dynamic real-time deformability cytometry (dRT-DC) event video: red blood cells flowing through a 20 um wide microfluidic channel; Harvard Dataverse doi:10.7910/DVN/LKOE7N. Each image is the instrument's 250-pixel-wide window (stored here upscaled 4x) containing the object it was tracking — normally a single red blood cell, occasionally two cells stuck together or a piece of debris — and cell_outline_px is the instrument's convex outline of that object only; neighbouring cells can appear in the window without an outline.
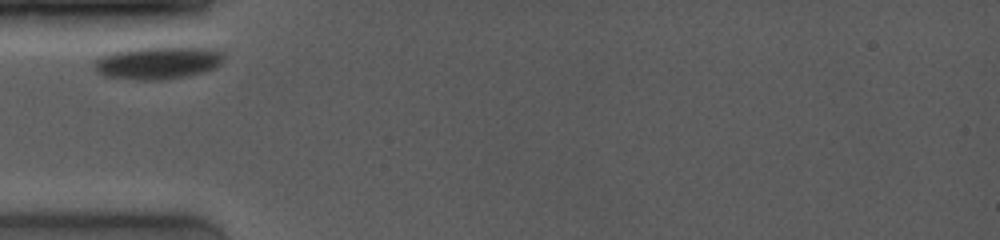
{"species": "common noctule bat (a hibernating species)", "species_latin": "Nyctalus noctula", "temperature_condition": "room temperature", "stored_images_in_passage": 32, "camera_frame_rate_fps": 4000, "um_per_image_px": 0.085, "animal": {"sex": "female", "body_mass_g": 19.0, "forearm_length_mm": 53.3}, "frame": {"image": 1, "passage_image": 1, "time_ms": 0.0, "image_size_px": [1000, 240], "cell_outline_px": [[224, 60], [216, 68], [204, 72], [168, 80], [140, 80], [104, 76], [96, 72], [92, 64], [100, 56], [112, 52], [132, 48], [208, 48], [220, 52], [224, 56]], "centroid_in_image_um": [13.38, 5.36], "position_along_channel_um": 71.6, "area_um2": 24.62}}
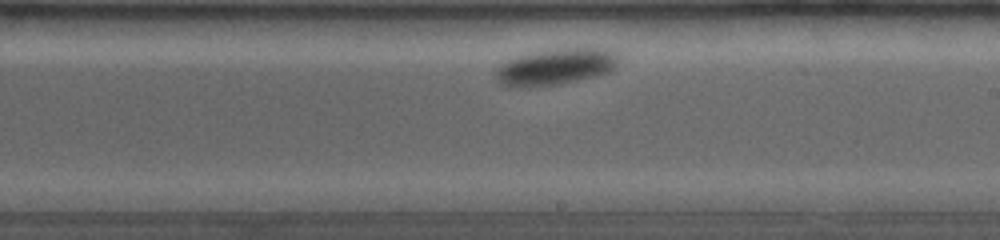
{"frame": {"image": 2, "passage_image": 18, "time_ms": 5.0, "image_size_px": [1000, 240], "cell_outline_px": [[620, 64], [616, 68], [608, 72], [596, 76], [560, 84], [520, 88], [516, 88], [500, 84], [496, 76], [496, 68], [500, 64], [516, 56], [532, 52], [552, 48], [604, 48], [620, 52]], "centroid_in_image_um": [47.29, 5.66], "position_along_channel_um": 241.7, "area_um2": 26.7}}
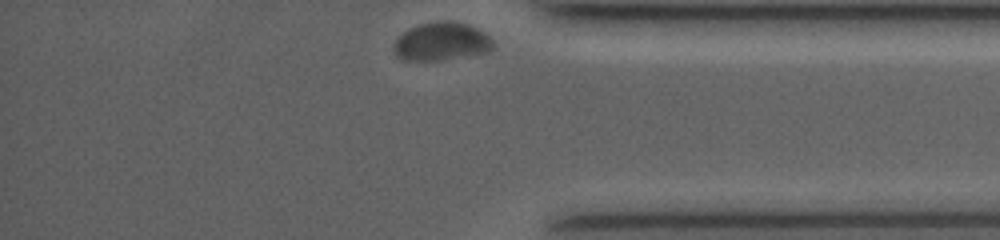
{"frame": {"image": 3, "passage_image": 32, "time_ms": 9.5, "image_size_px": [1000, 240], "cell_outline_px": [[492, 48], [488, 52], [440, 60], [404, 60], [396, 56], [392, 48], [396, 40], [408, 28], [420, 24], [468, 24], [484, 32], [492, 40]], "centroid_in_image_um": [37.49, 3.58], "position_along_channel_um": 397.7, "area_um2": 21.21}}